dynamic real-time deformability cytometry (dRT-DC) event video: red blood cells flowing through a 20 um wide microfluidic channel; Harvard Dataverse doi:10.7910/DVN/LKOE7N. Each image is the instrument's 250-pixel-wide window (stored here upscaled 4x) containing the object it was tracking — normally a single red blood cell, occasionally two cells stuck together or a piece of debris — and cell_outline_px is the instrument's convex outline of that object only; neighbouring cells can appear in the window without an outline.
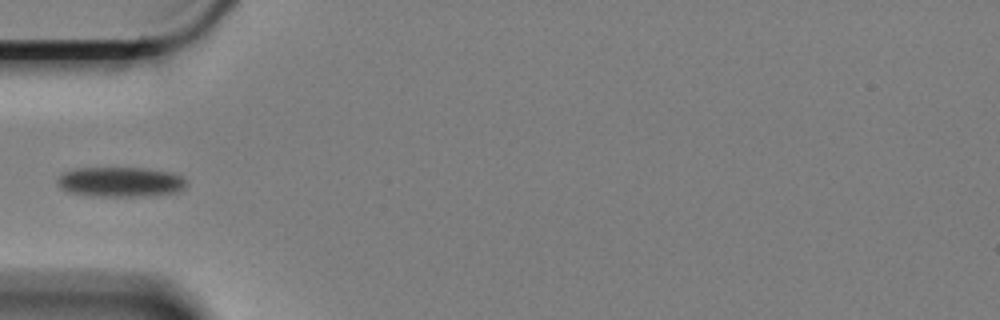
{"species": "Egyptian fruit bat (a non-hibernating species)", "species_latin": "Rousettus aegyptiacus", "temperature_condition": "cold", "stored_images_in_passage": 6, "camera_frame_rate_fps": 3000, "um_per_image_px": 0.085, "animal": {"sex": "female"}, "frame": {"image": 1, "passage_image": 4, "time_ms": 1.0, "image_size_px": [1000, 320], "cell_outline_px": [[188, 184], [184, 188], [176, 192], [148, 196], [92, 196], [68, 192], [60, 188], [56, 180], [64, 172], [80, 168], [144, 168], [172, 172], [184, 176]], "centroid_in_image_um": [10.27, 15.46], "position_along_channel_um": 74.7, "area_um2": 22.66}}
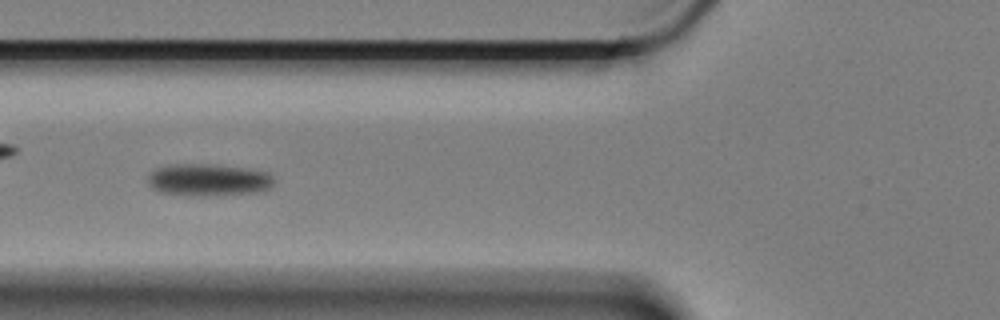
{"frame": {"image": 2, "passage_image": 5, "time_ms": 1.333, "image_size_px": [1000, 320], "cell_outline_px": [[276, 180], [272, 188], [264, 192], [220, 196], [196, 196], [156, 192], [148, 184], [148, 176], [156, 168], [168, 164], [212, 164], [244, 168], [268, 172]], "centroid_in_image_um": [17.76, 15.31], "position_along_channel_um": 108.0, "area_um2": 24.39}}
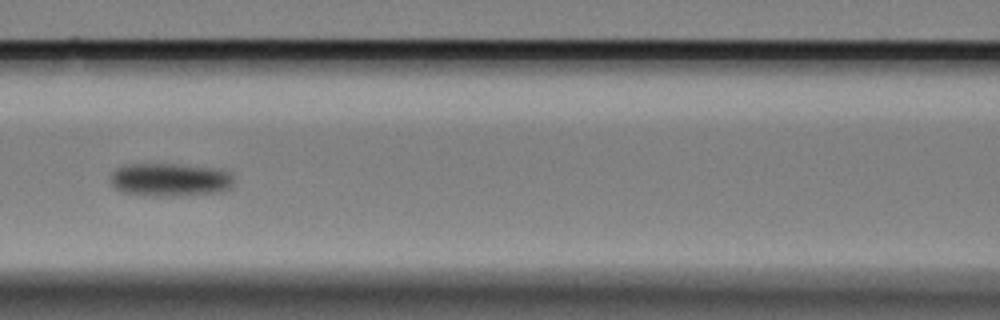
{"frame": {"image": 3, "passage_image": 6, "time_ms": 1.667, "image_size_px": [1000, 320], "cell_outline_px": [[232, 188], [224, 192], [184, 196], [152, 196], [124, 192], [116, 188], [112, 184], [112, 172], [116, 168], [124, 164], [180, 164], [220, 168], [232, 172]], "centroid_in_image_um": [14.54, 15.27], "position_along_channel_um": 152.1, "area_um2": 24.39}}